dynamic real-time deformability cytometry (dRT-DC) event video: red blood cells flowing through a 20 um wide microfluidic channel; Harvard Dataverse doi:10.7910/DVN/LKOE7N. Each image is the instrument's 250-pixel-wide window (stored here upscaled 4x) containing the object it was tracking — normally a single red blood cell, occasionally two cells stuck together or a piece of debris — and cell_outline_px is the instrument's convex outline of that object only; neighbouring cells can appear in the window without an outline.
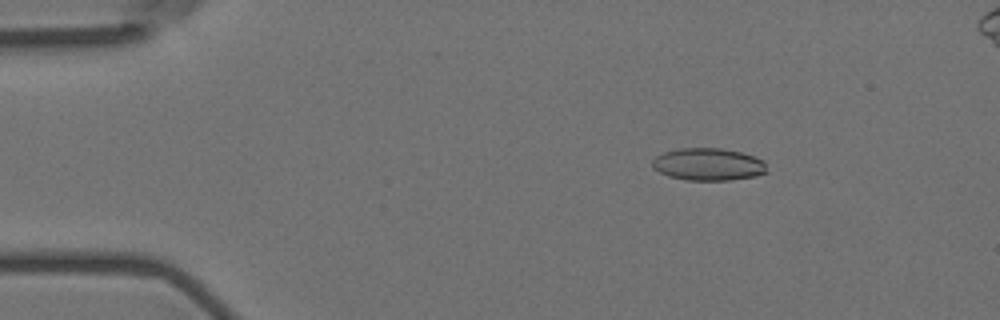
{"species": "Egyptian fruit bat (a non-hibernating species)", "species_latin": "Rousettus aegyptiacus", "temperature_condition": "room temperature", "stored_images_in_passage": 57, "camera_frame_rate_fps": 3000, "um_per_image_px": 0.085, "animal": {"sex": "female"}, "frame": {"image": 1, "passage_image": 9, "time_ms": 2.667, "image_size_px": [1000, 320], "cell_outline_px": [[768, 172], [756, 176], [732, 180], [688, 180], [668, 176], [652, 168], [652, 160], [656, 156], [664, 152], [676, 148], [720, 148], [740, 152], [764, 160]], "centroid_in_image_um": [60.2, 13.97], "position_along_channel_um": 24.8, "area_um2": 21.73}}
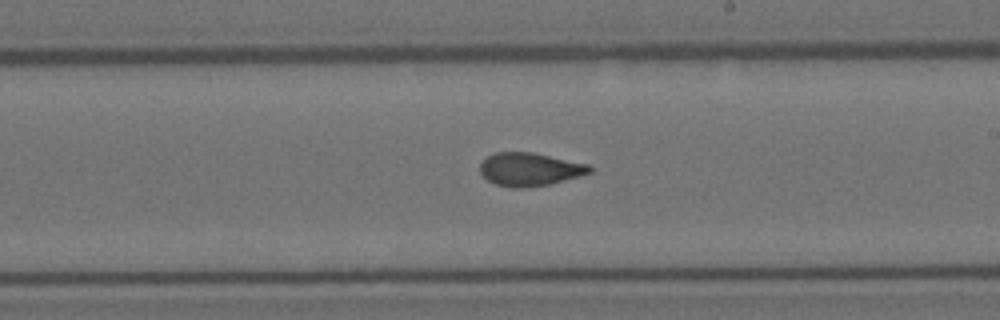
{"frame": {"image": 2, "passage_image": 33, "time_ms": 10.667, "image_size_px": [1000, 320], "cell_outline_px": [[592, 172], [564, 180], [548, 184], [520, 188], [512, 188], [496, 184], [488, 180], [480, 172], [480, 164], [488, 156], [496, 152], [532, 152], [588, 164], [592, 168]], "centroid_in_image_um": [45.01, 14.38], "position_along_channel_um": 244.0, "area_um2": 20.92}}
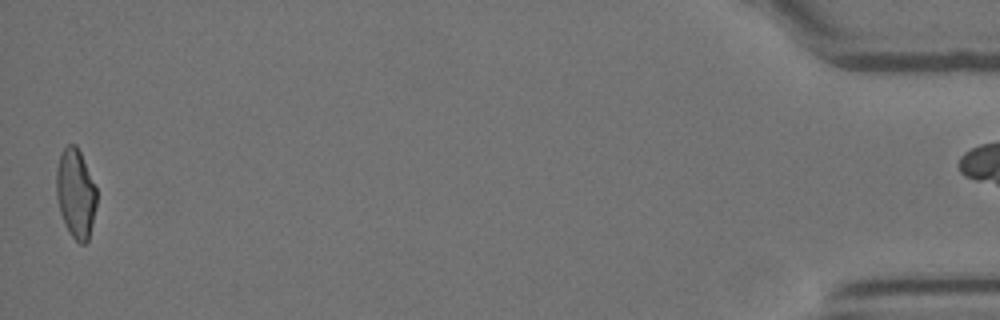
{"frame": {"image": 3, "passage_image": 56, "time_ms": 18.333, "image_size_px": [1000, 320], "cell_outline_px": [[96, 204], [92, 224], [88, 240], [84, 244], [80, 244], [72, 236], [64, 224], [60, 212], [56, 196], [56, 168], [60, 156], [64, 148], [68, 144], [76, 144], [80, 152], [96, 188]], "centroid_in_image_um": [6.41, 16.45], "position_along_channel_um": 428.8, "area_um2": 20.75}}